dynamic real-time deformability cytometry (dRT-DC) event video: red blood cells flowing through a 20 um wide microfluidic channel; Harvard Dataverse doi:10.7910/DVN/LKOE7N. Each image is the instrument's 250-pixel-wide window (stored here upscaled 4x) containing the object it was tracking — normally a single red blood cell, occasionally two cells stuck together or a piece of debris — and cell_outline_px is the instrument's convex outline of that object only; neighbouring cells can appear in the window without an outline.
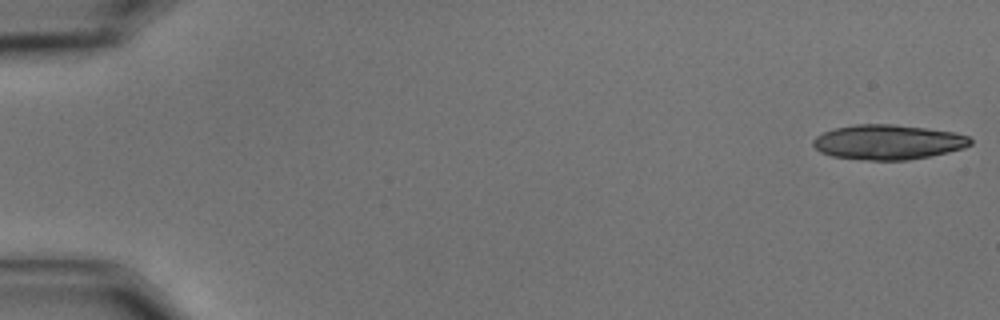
{"species": "common noctule bat (a hibernating species)", "species_latin": "Nyctalus noctula", "temperature_condition": "cold", "stored_images_in_passage": 8, "camera_frame_rate_fps": 3000, "um_per_image_px": 0.085, "animal": {"sex": "male", "body_mass_g": 15.6}, "frame": {"image": 1, "passage_image": 1, "time_ms": 0.0, "image_size_px": [1000, 320], "cell_outline_px": [[972, 144], [964, 148], [948, 152], [908, 160], [868, 160], [832, 156], [820, 152], [812, 144], [812, 140], [816, 136], [824, 132], [836, 128], [856, 124], [892, 124], [928, 128], [956, 132], [968, 136], [972, 140]], "centroid_in_image_um": [75.5, 12.07], "position_along_channel_um": 9.5, "area_um2": 31.96}}